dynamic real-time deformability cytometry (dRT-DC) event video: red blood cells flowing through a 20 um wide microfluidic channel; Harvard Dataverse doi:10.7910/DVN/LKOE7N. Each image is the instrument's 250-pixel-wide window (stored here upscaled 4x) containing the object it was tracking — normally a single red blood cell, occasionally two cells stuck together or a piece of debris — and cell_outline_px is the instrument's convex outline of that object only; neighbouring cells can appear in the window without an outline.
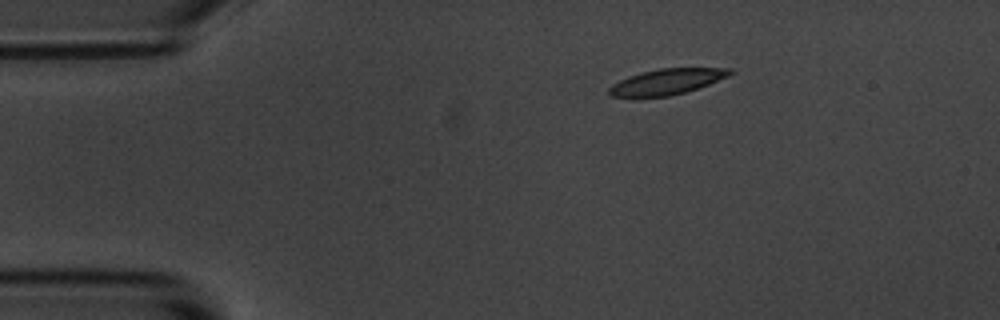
{"species": "common noctule bat (a hibernating species)", "species_latin": "Nyctalus noctula", "temperature_condition": "room temperature", "stored_images_in_passage": 4, "camera_frame_rate_fps": 3000, "um_per_image_px": 0.085, "animal": {"sex": "male", "body_mass_g": 20.1, "forearm_length_mm": 53.5}, "frame": {"image": 1, "passage_image": 1, "time_ms": 0.0, "image_size_px": [1000, 320], "cell_outline_px": [[732, 72], [728, 76], [708, 84], [684, 92], [668, 96], [612, 96], [608, 92], [608, 88], [612, 84], [628, 76], [640, 72], [660, 68], [732, 68]], "centroid_in_image_um": [56.66, 6.92], "position_along_channel_um": 28.3, "area_um2": 17.74}}
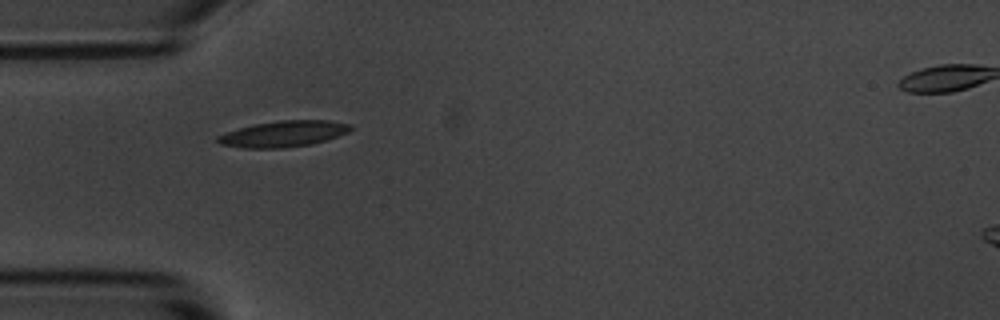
{"frame": {"image": 2, "passage_image": 3, "time_ms": 2.333, "image_size_px": [1000, 320], "cell_outline_px": [[356, 128], [348, 132], [324, 140], [308, 144], [284, 148], [244, 148], [220, 144], [216, 140], [216, 136], [252, 124], [280, 120], [328, 120], [352, 124]], "centroid_in_image_um": [24.11, 11.36], "position_along_channel_um": 60.9, "area_um2": 20.11}}